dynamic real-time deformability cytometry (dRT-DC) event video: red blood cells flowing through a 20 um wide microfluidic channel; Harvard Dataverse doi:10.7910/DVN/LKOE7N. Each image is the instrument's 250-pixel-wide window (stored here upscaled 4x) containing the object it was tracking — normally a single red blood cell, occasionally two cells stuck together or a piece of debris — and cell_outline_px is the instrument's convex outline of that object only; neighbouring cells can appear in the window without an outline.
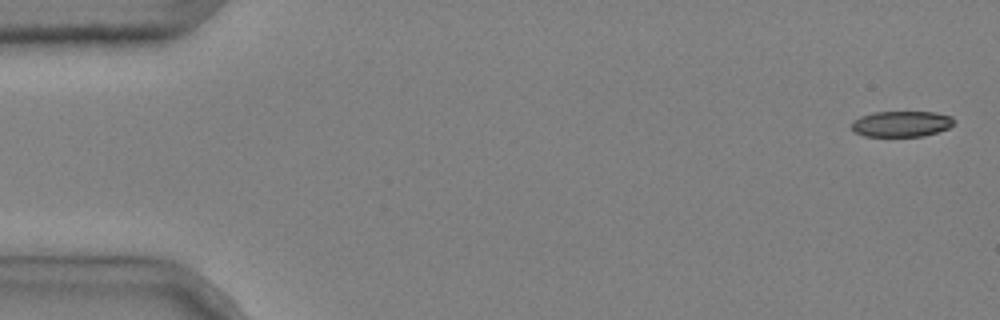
{"species": "common noctule bat (a hibernating species)", "species_latin": "Nyctalus noctula", "temperature_condition": "cold", "stored_images_in_passage": 5, "camera_frame_rate_fps": 3000, "um_per_image_px": 0.085, "animal": {"sex": "male", "body_mass_g": 20.4}, "frame": {"image": 1, "passage_image": 1, "time_ms": 0.0, "image_size_px": [1000, 320], "cell_outline_px": [[956, 120], [948, 128], [924, 136], [864, 136], [852, 132], [852, 120], [860, 116], [876, 112], [936, 112], [952, 116]], "centroid_in_image_um": [76.6, 10.52], "position_along_channel_um": 8.4, "area_um2": 15.49}}
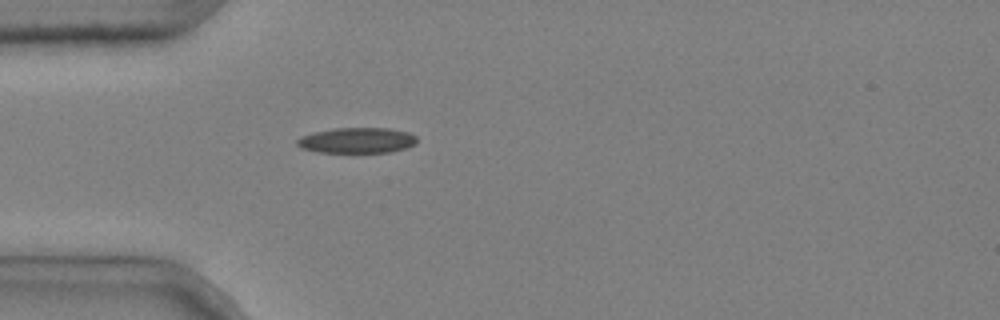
{"frame": {"image": 2, "passage_image": 5, "time_ms": 1.333, "image_size_px": [1000, 320], "cell_outline_px": [[416, 144], [404, 148], [388, 152], [316, 152], [300, 148], [296, 144], [296, 140], [300, 136], [312, 132], [336, 128], [388, 128], [408, 132], [416, 136]], "centroid_in_image_um": [30.29, 11.93], "position_along_channel_um": 54.7, "area_um2": 17.86}}